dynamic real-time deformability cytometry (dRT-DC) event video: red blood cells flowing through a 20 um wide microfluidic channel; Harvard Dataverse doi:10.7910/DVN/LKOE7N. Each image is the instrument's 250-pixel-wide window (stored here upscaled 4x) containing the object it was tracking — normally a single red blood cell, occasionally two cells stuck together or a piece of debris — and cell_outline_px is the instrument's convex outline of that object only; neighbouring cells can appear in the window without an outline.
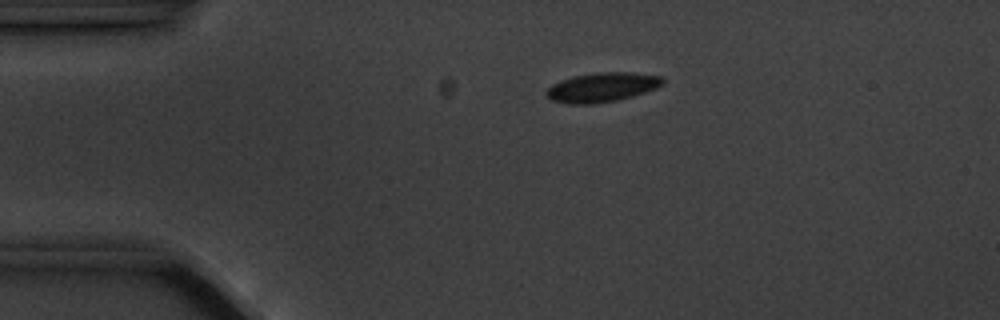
{"species": "common noctule bat (a hibernating species)", "species_latin": "Nyctalus noctula", "temperature_condition": "cold", "stored_images_in_passage": 6, "camera_frame_rate_fps": 3000, "um_per_image_px": 0.085, "animal": {"sex": "male", "body_mass_g": 20.1, "forearm_length_mm": 53.5}, "frame": {"image": 1, "passage_image": 1, "time_ms": 0.0, "image_size_px": [1000, 320], "cell_outline_px": [[664, 84], [656, 88], [632, 96], [616, 100], [592, 104], [568, 104], [552, 100], [544, 92], [552, 84], [560, 80], [572, 76], [596, 72], [632, 72], [664, 76]], "centroid_in_image_um": [51.18, 7.4], "position_along_channel_um": 33.8, "area_um2": 20.06}}
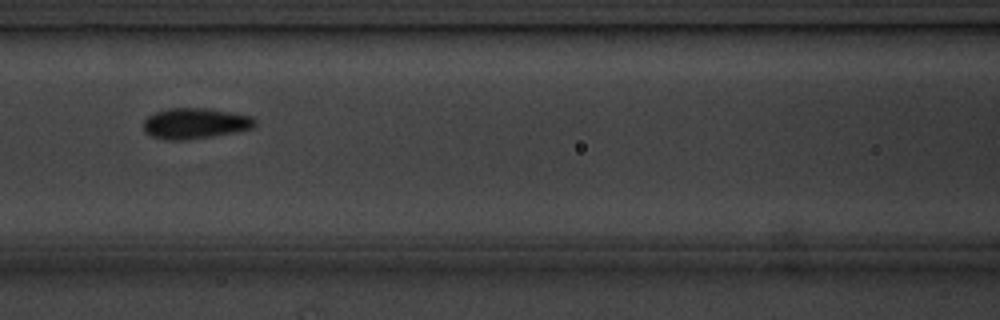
{"frame": {"image": 2, "passage_image": 5, "time_ms": 4.333, "image_size_px": [1000, 320], "cell_outline_px": [[256, 124], [252, 128], [236, 132], [212, 136], [184, 140], [164, 140], [152, 136], [144, 132], [144, 120], [148, 116], [156, 112], [168, 108], [208, 108], [252, 116], [256, 120]], "centroid_in_image_um": [16.58, 10.49], "position_along_channel_um": 150.0, "area_um2": 20.0}}